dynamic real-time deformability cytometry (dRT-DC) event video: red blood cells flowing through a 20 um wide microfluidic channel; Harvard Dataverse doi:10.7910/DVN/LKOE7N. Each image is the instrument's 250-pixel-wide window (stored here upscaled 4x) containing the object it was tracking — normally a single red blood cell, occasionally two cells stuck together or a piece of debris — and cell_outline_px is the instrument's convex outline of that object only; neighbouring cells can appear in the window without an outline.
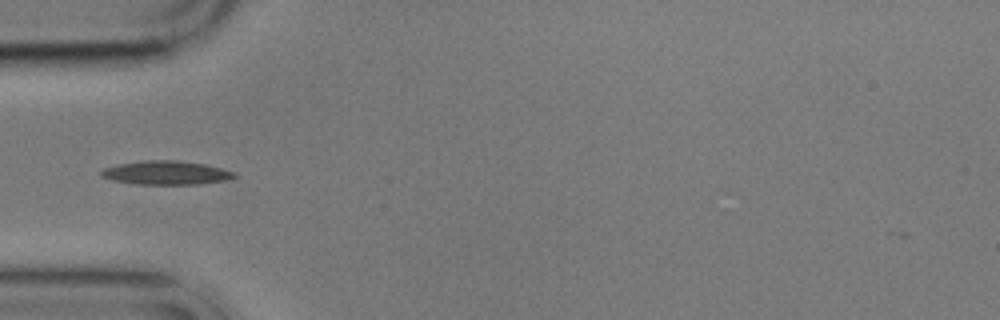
{"species": "common noctule bat (a hibernating species)", "species_latin": "Nyctalus noctula", "temperature_condition": "cold", "stored_images_in_passage": 10, "camera_frame_rate_fps": 3000, "um_per_image_px": 0.085, "animal": {"sex": "male", "body_mass_g": 17.9}, "frame": {"image": 1, "passage_image": 4, "time_ms": 3.667, "image_size_px": [1000, 320], "cell_outline_px": [[236, 176], [224, 180], [200, 184], [136, 184], [112, 180], [100, 176], [100, 172], [104, 168], [120, 164], [148, 160], [176, 160], [204, 164], [236, 172]], "centroid_in_image_um": [14.1, 14.69], "position_along_channel_um": 70.9, "area_um2": 18.21}}
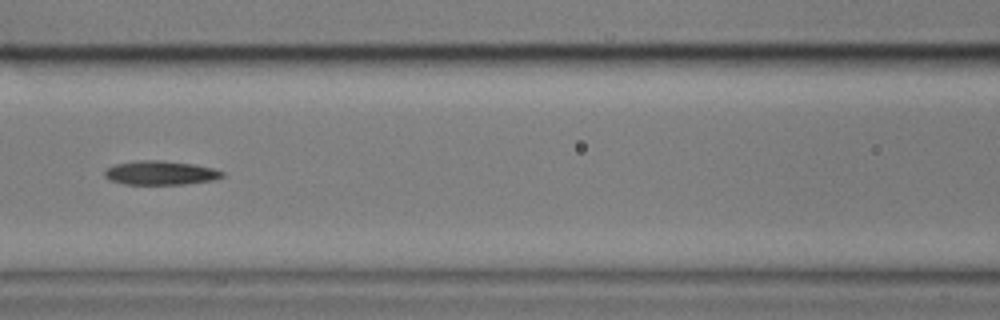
{"frame": {"image": 2, "passage_image": 6, "time_ms": 6.0, "image_size_px": [1000, 320], "cell_outline_px": [[224, 176], [216, 180], [184, 184], [124, 184], [108, 180], [104, 176], [104, 172], [112, 164], [136, 160], [160, 160], [192, 164], [212, 168], [224, 172]], "centroid_in_image_um": [13.61, 14.69], "position_along_channel_um": 153.0, "area_um2": 16.59}}
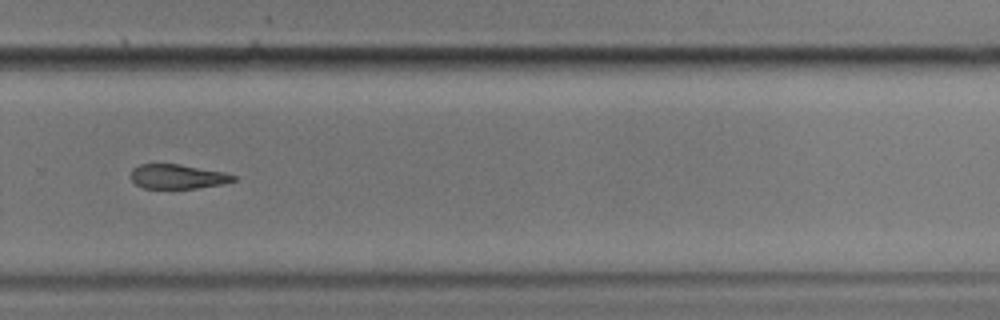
{"frame": {"image": 3, "passage_image": 10, "time_ms": 10.667, "image_size_px": [1000, 320], "cell_outline_px": [[236, 180], [224, 184], [196, 188], [144, 188], [136, 184], [132, 180], [132, 168], [140, 164], [180, 164], [224, 172], [236, 176]], "centroid_in_image_um": [15.12, 15.0], "position_along_channel_um": 314.7, "area_um2": 14.57}}